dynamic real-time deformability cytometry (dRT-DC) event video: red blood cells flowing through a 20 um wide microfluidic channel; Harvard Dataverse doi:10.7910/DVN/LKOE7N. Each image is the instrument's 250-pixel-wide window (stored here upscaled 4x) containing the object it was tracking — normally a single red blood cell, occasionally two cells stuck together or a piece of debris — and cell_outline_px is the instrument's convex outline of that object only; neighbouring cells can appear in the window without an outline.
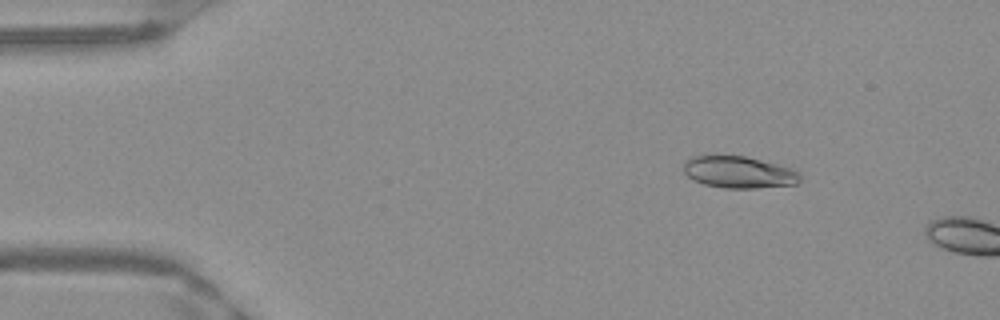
{"species": "Egyptian fruit bat (a non-hibernating species)", "species_latin": "Rousettus aegyptiacus", "temperature_condition": "warm", "stored_images_in_passage": 5, "camera_frame_rate_fps": 3000, "um_per_image_px": 0.085, "frame": {"image": 1, "passage_image": 2, "time_ms": 0.333, "image_size_px": [1000, 320], "cell_outline_px": [[800, 180], [796, 184], [756, 188], [724, 188], [704, 184], [688, 176], [684, 172], [684, 164], [692, 156], [744, 156], [792, 168], [800, 172]], "centroid_in_image_um": [62.83, 14.64], "position_along_channel_um": 22.2, "area_um2": 21.33}}